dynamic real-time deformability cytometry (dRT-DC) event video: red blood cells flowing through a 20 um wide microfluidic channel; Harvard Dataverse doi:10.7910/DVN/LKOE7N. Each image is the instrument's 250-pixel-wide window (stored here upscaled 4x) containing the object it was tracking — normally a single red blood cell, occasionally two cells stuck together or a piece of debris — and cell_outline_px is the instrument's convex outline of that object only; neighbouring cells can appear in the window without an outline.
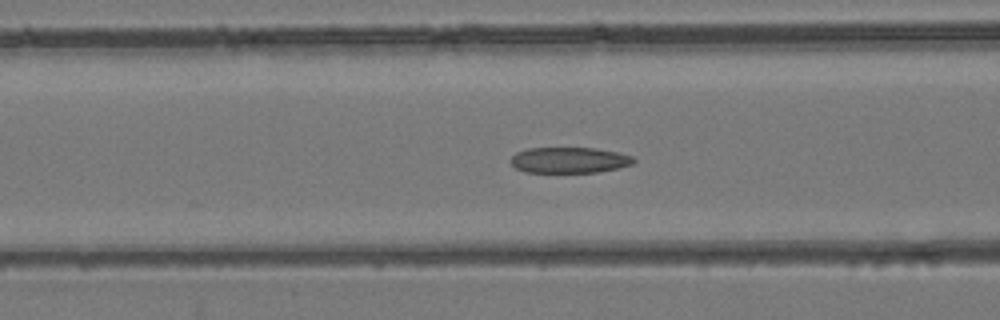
{"species": "common noctule bat (a hibernating species)", "species_latin": "Nyctalus noctula", "temperature_condition": "room temperature", "stored_images_in_passage": 49, "camera_frame_rate_fps": 3000, "um_per_image_px": 0.085, "animal": {"sex": "female", "body_mass_g": 24.6, "forearm_length_mm": 56.2}, "frame": {"image": 1, "passage_image": 20, "time_ms": 6.333, "image_size_px": [1000, 320], "cell_outline_px": [[636, 160], [632, 164], [616, 168], [596, 172], [524, 172], [516, 168], [508, 160], [516, 152], [528, 148], [596, 148], [616, 152], [632, 156]], "centroid_in_image_um": [48.35, 13.6], "position_along_channel_um": 118.3, "area_um2": 18.44}}
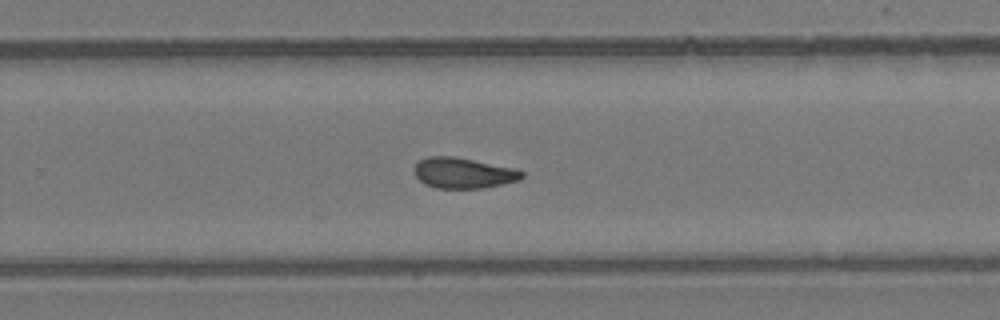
{"frame": {"image": 2, "passage_image": 32, "time_ms": 10.333, "image_size_px": [1000, 320], "cell_outline_px": [[524, 176], [520, 180], [484, 188], [436, 188], [424, 184], [416, 176], [416, 164], [420, 160], [428, 156], [452, 156], [516, 168], [524, 172]], "centroid_in_image_um": [39.42, 14.71], "position_along_channel_um": 290.4, "area_um2": 19.13}}
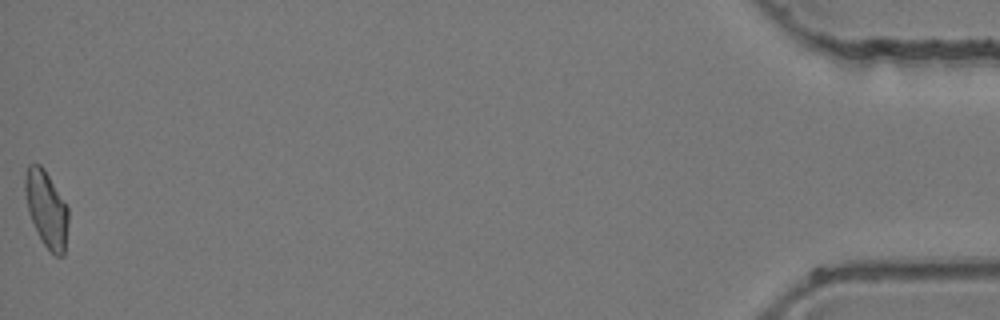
{"frame": {"image": 3, "passage_image": 49, "time_ms": 16.0, "image_size_px": [1000, 320], "cell_outline_px": [[68, 220], [64, 256], [56, 256], [44, 244], [28, 212], [24, 192], [24, 176], [28, 164], [40, 164], [44, 168], [68, 208]], "centroid_in_image_um": [3.93, 17.73], "position_along_channel_um": 431.3, "area_um2": 19.02}}